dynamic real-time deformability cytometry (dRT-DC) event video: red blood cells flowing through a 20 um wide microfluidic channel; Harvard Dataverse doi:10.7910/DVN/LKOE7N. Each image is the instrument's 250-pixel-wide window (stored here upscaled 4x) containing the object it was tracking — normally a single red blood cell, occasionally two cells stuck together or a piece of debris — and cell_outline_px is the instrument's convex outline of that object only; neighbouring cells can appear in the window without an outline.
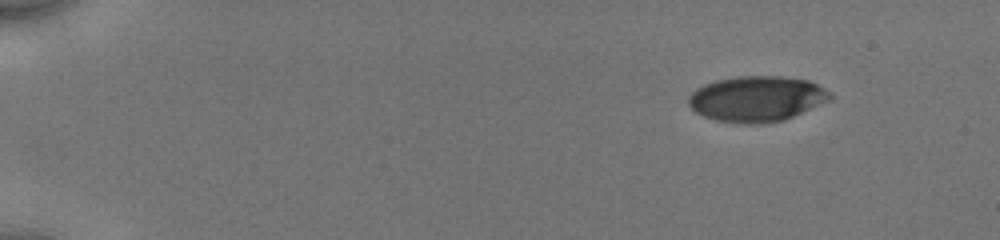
{"species": "human", "species_latin": "Homo sapiens", "temperature_condition": "cold", "stored_images_in_passage": 17, "camera_frame_rate_fps": 3000, "um_per_image_px": 0.085, "donor": {"sex": "male"}, "frame": {"image": 1, "passage_image": 1, "time_ms": 0.0, "image_size_px": [1000, 240], "cell_outline_px": [[832, 96], [828, 100], [784, 120], [760, 124], [744, 124], [716, 120], [704, 116], [696, 112], [688, 104], [688, 96], [696, 88], [704, 84], [716, 80], [736, 76], [780, 76], [808, 80], [824, 88]], "centroid_in_image_um": [64.27, 8.39], "position_along_channel_um": 20.7, "area_um2": 37.4}}
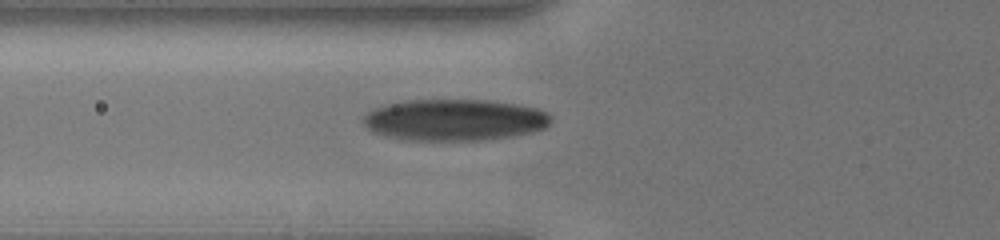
{"frame": {"image": 2, "passage_image": 10, "time_ms": 5.0, "image_size_px": [1000, 240], "cell_outline_px": [[552, 120], [544, 128], [532, 132], [492, 140], [412, 140], [392, 136], [376, 132], [368, 128], [364, 124], [364, 116], [372, 108], [388, 104], [408, 100], [488, 100], [520, 104], [540, 108], [548, 112], [552, 116]], "centroid_in_image_um": [38.73, 10.18], "position_along_channel_um": 87.1, "area_um2": 45.43}}
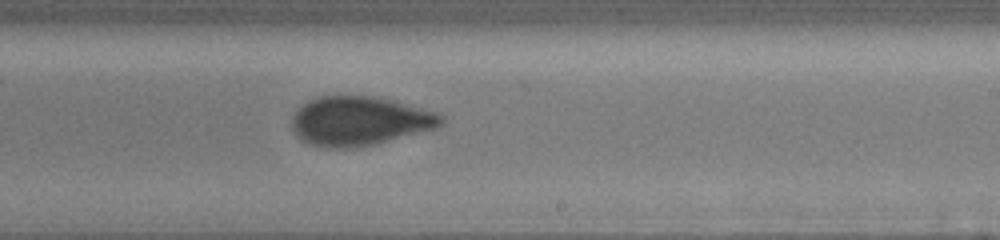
{"frame": {"image": 3, "passage_image": 17, "time_ms": 9.333, "image_size_px": [1000, 240], "cell_outline_px": [[444, 124], [436, 128], [372, 144], [344, 148], [328, 148], [312, 144], [300, 140], [296, 136], [292, 128], [292, 116], [308, 100], [316, 96], [372, 96], [392, 100], [436, 112], [444, 116]], "centroid_in_image_um": [30.54, 10.27], "position_along_channel_um": 258.5, "area_um2": 42.37}}